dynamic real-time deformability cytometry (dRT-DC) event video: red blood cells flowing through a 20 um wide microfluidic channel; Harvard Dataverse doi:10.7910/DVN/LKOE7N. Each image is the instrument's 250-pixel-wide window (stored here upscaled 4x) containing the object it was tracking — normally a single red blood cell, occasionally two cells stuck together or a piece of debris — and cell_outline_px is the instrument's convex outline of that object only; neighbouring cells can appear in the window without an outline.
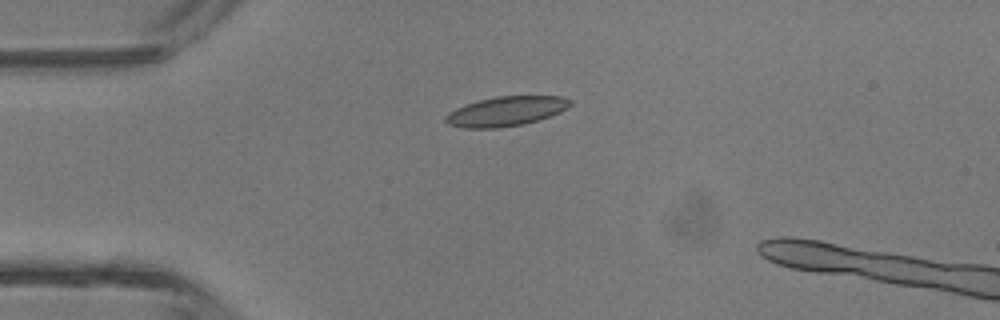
{"species": "common noctule bat (a hibernating species)", "species_latin": "Nyctalus noctula", "temperature_condition": "room temperature", "stored_images_in_passage": 4, "camera_frame_rate_fps": 3000, "um_per_image_px": 0.085, "animal": {"sex": "male", "body_mass_g": 13.3}, "frame": {"image": 1, "passage_image": 3, "time_ms": 3.333, "image_size_px": [1000, 320], "cell_outline_px": [[572, 104], [568, 108], [560, 112], [524, 124], [496, 128], [460, 128], [448, 124], [444, 120], [444, 116], [448, 112], [464, 104], [496, 96], [560, 96], [572, 100]], "centroid_in_image_um": [42.98, 9.46], "position_along_channel_um": 42.0, "area_um2": 21.56}}